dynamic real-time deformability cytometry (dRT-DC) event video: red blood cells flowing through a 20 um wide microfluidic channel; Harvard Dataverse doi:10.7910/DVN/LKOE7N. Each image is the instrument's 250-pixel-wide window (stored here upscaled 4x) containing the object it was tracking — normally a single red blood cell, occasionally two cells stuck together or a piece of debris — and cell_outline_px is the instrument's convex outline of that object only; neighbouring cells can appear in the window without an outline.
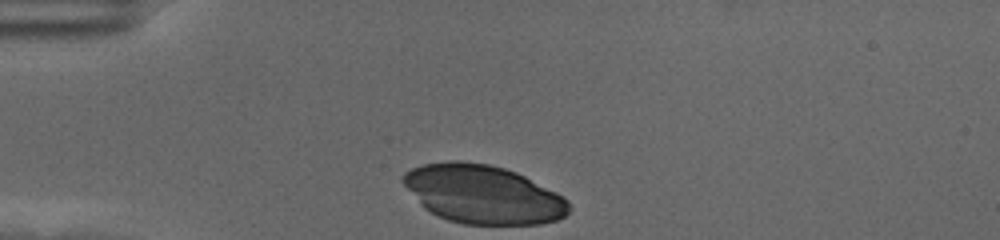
{"species": "human", "species_latin": "Homo sapiens", "temperature_condition": "cold", "stored_images_in_passage": 34, "camera_frame_rate_fps": 3000, "um_per_image_px": 0.085, "donor": {"sex": "female"}, "frame": {"image": 1, "passage_image": 1, "time_ms": 0.0, "image_size_px": [1000, 240], "cell_outline_px": [[572, 208], [564, 216], [556, 220], [540, 224], [464, 224], [448, 220], [424, 208], [420, 204], [400, 180], [404, 172], [412, 168], [424, 164], [448, 160], [460, 160], [488, 164], [504, 168], [516, 172], [564, 196], [568, 200]], "centroid_in_image_um": [41.05, 16.5], "position_along_channel_um": 44.0, "area_um2": 56.59}}